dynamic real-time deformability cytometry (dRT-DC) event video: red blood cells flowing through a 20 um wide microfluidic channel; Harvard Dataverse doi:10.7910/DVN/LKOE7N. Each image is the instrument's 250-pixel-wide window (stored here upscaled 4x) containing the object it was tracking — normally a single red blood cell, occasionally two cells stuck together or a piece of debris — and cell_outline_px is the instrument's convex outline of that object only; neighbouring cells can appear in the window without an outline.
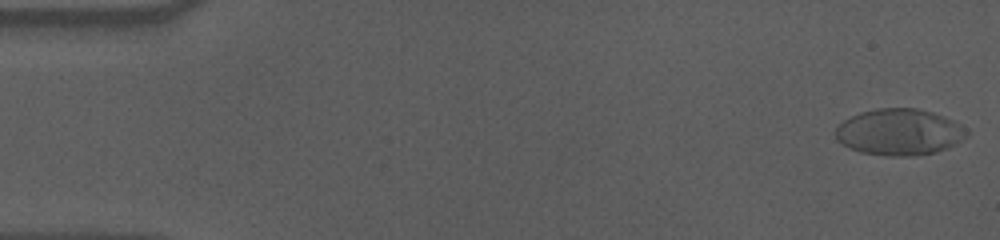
{"species": "human", "species_latin": "Homo sapiens", "temperature_condition": "cold", "stored_images_in_passage": 57, "camera_frame_rate_fps": 3000, "um_per_image_px": 0.085, "donor": {"sex": "male"}, "frame": {"image": 1, "passage_image": 1, "time_ms": 0.0, "image_size_px": [1000, 240], "cell_outline_px": [[968, 136], [948, 148], [936, 152], [916, 156], [884, 156], [860, 152], [848, 148], [836, 136], [836, 128], [844, 120], [860, 112], [876, 108], [916, 108], [932, 112], [944, 116], [960, 124], [968, 132]], "centroid_in_image_um": [76.46, 11.23], "position_along_channel_um": 8.5, "area_um2": 35.49}}
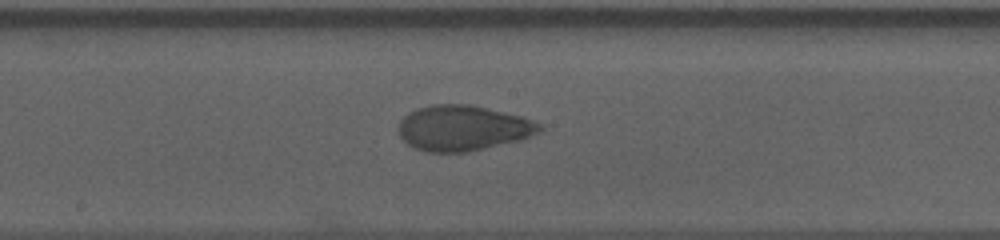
{"frame": {"image": 2, "passage_image": 30, "time_ms": 9.667, "image_size_px": [1000, 240], "cell_outline_px": [[544, 128], [540, 132], [520, 140], [468, 152], [424, 152], [408, 144], [400, 136], [400, 120], [408, 112], [416, 108], [432, 104], [468, 104], [524, 116], [544, 124]], "centroid_in_image_um": [39.39, 10.88], "position_along_channel_um": 208.8, "area_um2": 37.57}}
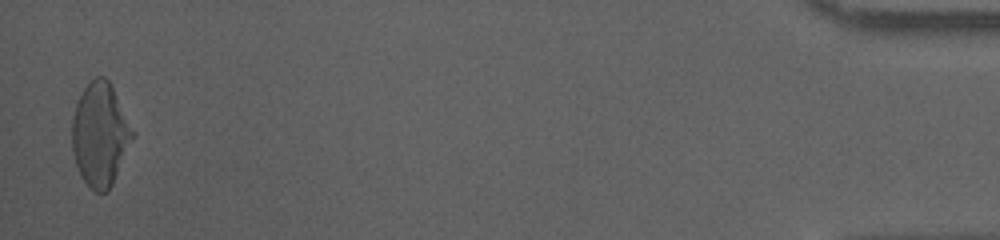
{"frame": {"image": 3, "passage_image": 56, "time_ms": 18.333, "image_size_px": [1000, 240], "cell_outline_px": [[136, 136], [108, 192], [92, 192], [80, 176], [72, 152], [72, 120], [76, 104], [84, 88], [96, 76], [104, 76], [108, 80]], "centroid_in_image_um": [8.51, 11.49], "position_along_channel_um": 426.7, "area_um2": 36.41}, "authors_computed_cell_mechanics": {"area_um2": 36.5296, "velocity_mm_per_s": 3.5642, "shape_relaxation_time_tau1_ms": 6.6332, "shape_relaxation_time_tau2_ms": 1.1723, "deformation_change_tau1": 0.2147, "deformation_change_tau2": 0.0541}}